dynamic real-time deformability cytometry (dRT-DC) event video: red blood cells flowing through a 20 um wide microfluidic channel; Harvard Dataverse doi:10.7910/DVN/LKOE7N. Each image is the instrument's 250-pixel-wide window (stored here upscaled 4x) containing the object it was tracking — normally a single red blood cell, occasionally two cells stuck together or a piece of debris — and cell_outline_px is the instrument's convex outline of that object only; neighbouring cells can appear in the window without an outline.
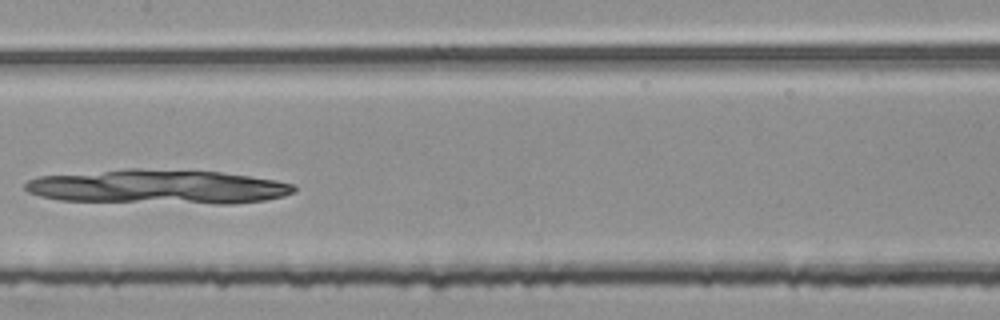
{"species": "common noctule bat (a hibernating species)", "species_latin": "Nyctalus noctula", "temperature_condition": "room temperature", "stored_images_in_passage": 5, "camera_frame_rate_fps": 3000, "um_per_image_px": 0.085, "animal": {"sex": "female", "body_mass_g": 25.1}, "frame": {"image": 1, "passage_image": 5, "time_ms": 1.333, "image_size_px": [1000, 320], "cell_outline_px": [[296, 192], [284, 196], [264, 200], [232, 204], [216, 204], [60, 200], [40, 196], [28, 192], [24, 188], [24, 184], [28, 180], [36, 176], [128, 168], [140, 168], [220, 172], [276, 180], [296, 184]], "centroid_in_image_um": [13.43, 15.87], "position_along_channel_um": 194.0, "area_um2": 54.1}}